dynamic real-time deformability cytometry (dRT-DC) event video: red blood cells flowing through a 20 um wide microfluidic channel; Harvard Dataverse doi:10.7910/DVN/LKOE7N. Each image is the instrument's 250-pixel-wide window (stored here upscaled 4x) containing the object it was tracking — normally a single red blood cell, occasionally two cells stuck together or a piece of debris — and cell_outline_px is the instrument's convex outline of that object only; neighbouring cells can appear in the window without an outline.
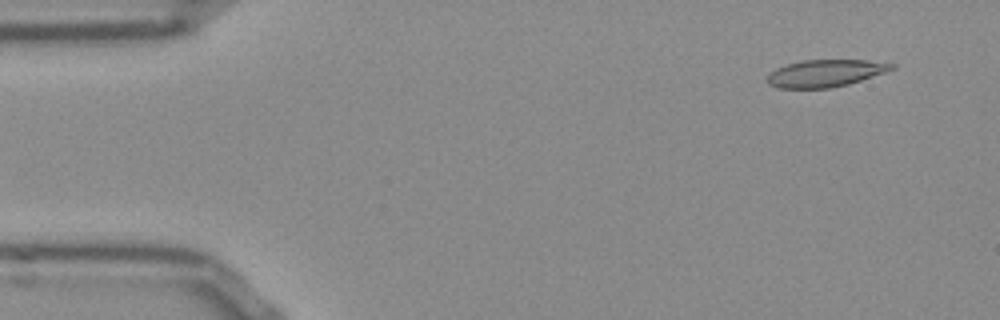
{"species": "Egyptian fruit bat (a non-hibernating species)", "species_latin": "Rousettus aegyptiacus", "temperature_condition": "room temperature", "stored_images_in_passage": 52, "camera_frame_rate_fps": 3000, "um_per_image_px": 0.085, "frame": {"image": 1, "passage_image": 4, "time_ms": 1.0, "image_size_px": [1000, 320], "cell_outline_px": [[896, 68], [848, 84], [828, 88], [776, 88], [768, 84], [768, 76], [776, 68], [800, 60], [868, 60], [896, 64]], "centroid_in_image_um": [70.15, 6.22], "position_along_channel_um": 14.9, "area_um2": 19.54}}
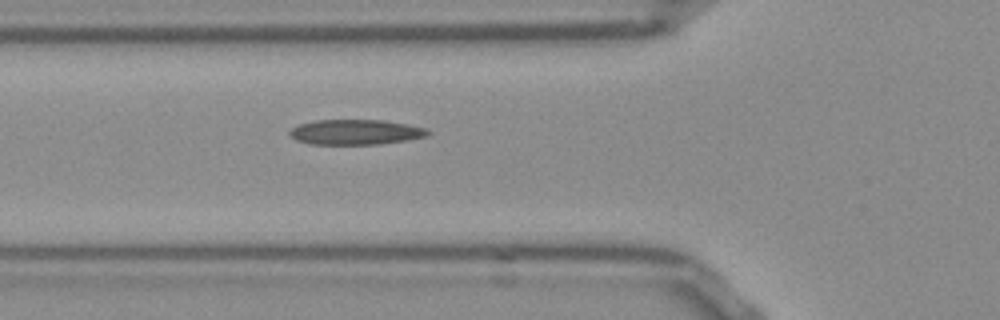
{"frame": {"image": 2, "passage_image": 18, "time_ms": 5.667, "image_size_px": [1000, 320], "cell_outline_px": [[432, 132], [428, 136], [404, 140], [376, 144], [308, 144], [296, 140], [288, 132], [292, 128], [300, 124], [316, 120], [384, 120], [408, 124], [428, 128]], "centroid_in_image_um": [30.26, 11.22], "position_along_channel_um": 95.5, "area_um2": 20.23}}
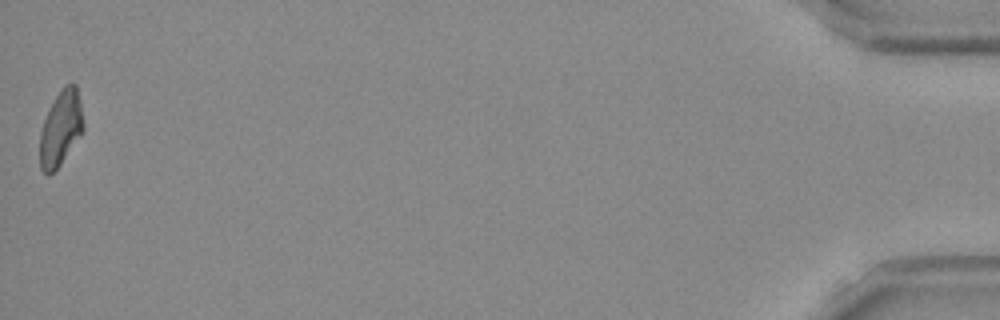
{"frame": {"image": 3, "passage_image": 52, "time_ms": 17.0, "image_size_px": [1000, 320], "cell_outline_px": [[84, 132], [60, 164], [48, 176], [40, 168], [40, 132], [44, 120], [56, 96], [64, 84], [72, 80], [76, 84], [80, 100], [84, 124]], "centroid_in_image_um": [5.19, 10.87], "position_along_channel_um": 430.0, "area_um2": 19.13}, "authors_computed_cell_mechanics": {"area_um2": 19.8543, "velocity_mm_per_s": 3.8431, "shape_relaxation_time_tau1_ms": 8.5323, "shape_relaxation_time_tau2_ms": 2.1303, "deformation_change_tau1": 0.215, "deformation_change_tau2": 0.1035}}